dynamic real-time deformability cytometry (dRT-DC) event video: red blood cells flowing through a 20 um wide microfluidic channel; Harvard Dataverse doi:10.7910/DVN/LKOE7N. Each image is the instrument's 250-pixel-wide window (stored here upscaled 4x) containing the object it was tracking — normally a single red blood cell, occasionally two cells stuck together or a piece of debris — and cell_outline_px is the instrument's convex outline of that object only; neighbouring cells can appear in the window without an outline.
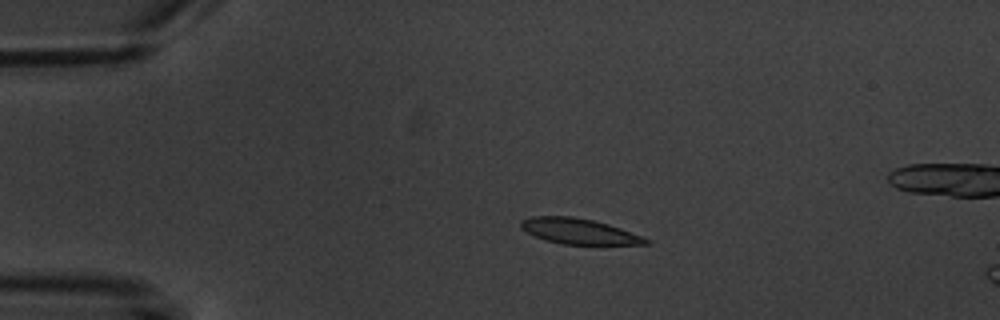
{"species": "common noctule bat (a hibernating species)", "species_latin": "Nyctalus noctula", "temperature_condition": "warm", "stored_images_in_passage": 5, "camera_frame_rate_fps": 3000, "um_per_image_px": 0.085, "animal": {"sex": "male", "body_mass_g": 20.1, "forearm_length_mm": 53.5}, "frame": {"image": 1, "passage_image": 3, "time_ms": 2.333, "image_size_px": [1000, 320], "cell_outline_px": [[652, 244], [564, 244], [548, 240], [536, 236], [520, 228], [520, 220], [532, 216], [572, 216], [592, 220], [608, 224], [644, 236], [652, 240]], "centroid_in_image_um": [49.25, 19.65], "position_along_channel_um": 35.7, "area_um2": 18.5}}